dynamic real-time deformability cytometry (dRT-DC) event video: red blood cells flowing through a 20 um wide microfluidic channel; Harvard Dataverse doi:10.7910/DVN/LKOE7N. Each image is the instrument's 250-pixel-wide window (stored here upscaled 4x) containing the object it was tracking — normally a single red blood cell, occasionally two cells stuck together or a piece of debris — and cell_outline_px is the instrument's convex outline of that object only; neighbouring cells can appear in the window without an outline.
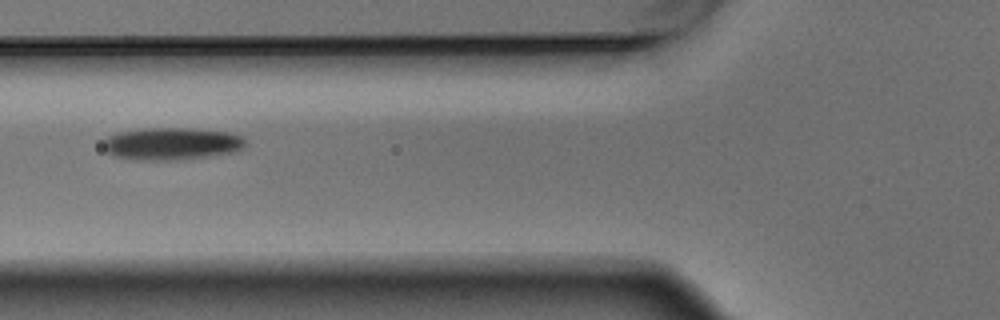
{"species": "Egyptian fruit bat (a non-hibernating species)", "species_latin": "Rousettus aegyptiacus", "temperature_condition": "warm", "stored_images_in_passage": 7, "camera_frame_rate_fps": 3000, "um_per_image_px": 0.085, "animal": {"sex": "male"}, "frame": {"image": 1, "passage_image": 5, "time_ms": 1.333, "image_size_px": [1000, 320], "cell_outline_px": [[248, 144], [244, 148], [236, 152], [208, 156], [172, 160], [144, 160], [112, 156], [104, 148], [104, 140], [108, 136], [120, 132], [140, 128], [192, 128], [228, 132], [244, 136]], "centroid_in_image_um": [14.65, 12.2], "position_along_channel_um": 111.1, "area_um2": 26.99}}
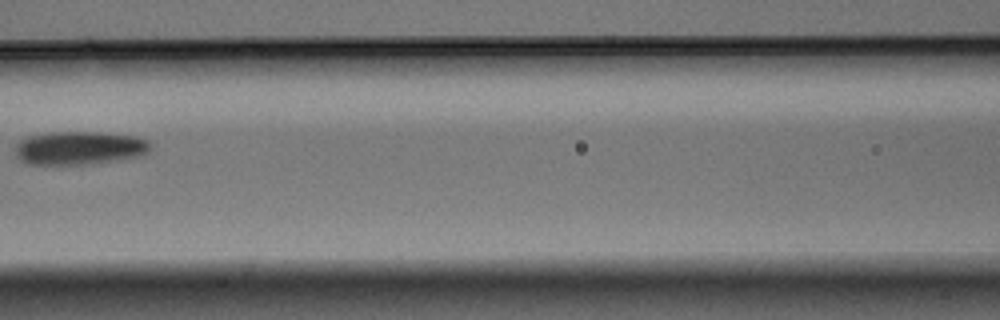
{"frame": {"image": 2, "passage_image": 6, "time_ms": 1.667, "image_size_px": [1000, 320], "cell_outline_px": [[152, 148], [148, 152], [140, 156], [92, 164], [28, 164], [20, 160], [16, 156], [16, 144], [20, 140], [28, 136], [52, 132], [96, 132], [132, 136], [148, 140], [152, 144]], "centroid_in_image_um": [6.76, 12.58], "position_along_channel_um": 159.8, "area_um2": 26.3}}
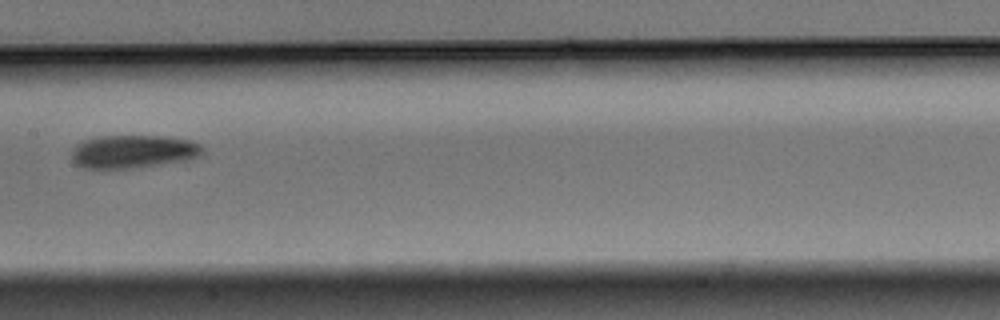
{"frame": {"image": 3, "passage_image": 7, "time_ms": 2.0, "image_size_px": [1000, 320], "cell_outline_px": [[204, 152], [200, 156], [192, 160], [132, 168], [84, 168], [76, 164], [72, 160], [72, 148], [76, 144], [84, 140], [100, 136], [168, 136], [188, 140], [200, 144], [204, 148]], "centroid_in_image_um": [11.36, 12.88], "position_along_channel_um": 196.0, "area_um2": 25.55}}